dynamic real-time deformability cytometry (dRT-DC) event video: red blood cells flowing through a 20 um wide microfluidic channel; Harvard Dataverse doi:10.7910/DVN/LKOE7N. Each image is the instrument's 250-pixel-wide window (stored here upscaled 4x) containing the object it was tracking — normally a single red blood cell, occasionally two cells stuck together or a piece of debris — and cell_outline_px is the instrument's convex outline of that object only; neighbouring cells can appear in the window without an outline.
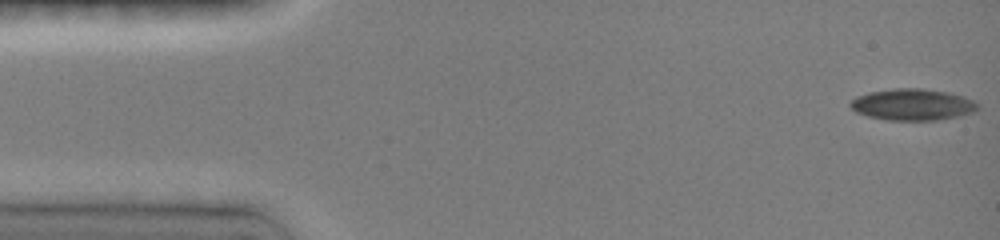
{"species": "common noctule bat (a hibernating species)", "species_latin": "Nyctalus noctula", "temperature_condition": "room temperature", "stored_images_in_passage": 14, "camera_frame_rate_fps": 3000, "um_per_image_px": 0.085, "animal": {"sex": "female", "body_mass_g": 19.0, "forearm_length_mm": 51.5}, "frame": {"image": 1, "passage_image": 1, "time_ms": 0.0, "image_size_px": [1000, 240], "cell_outline_px": [[980, 108], [972, 112], [960, 116], [936, 120], [888, 120], [868, 116], [856, 112], [848, 104], [856, 96], [868, 92], [892, 88], [920, 88], [948, 92], [964, 96], [972, 100]], "centroid_in_image_um": [77.55, 8.88], "position_along_channel_um": 7.5, "area_um2": 23.41}}
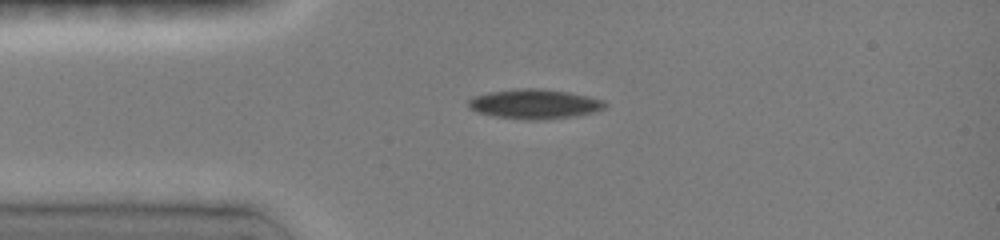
{"frame": {"image": 2, "passage_image": 7, "time_ms": 3.333, "image_size_px": [1000, 240], "cell_outline_px": [[608, 104], [604, 108], [596, 112], [576, 116], [548, 120], [528, 120], [496, 116], [476, 112], [468, 108], [468, 100], [472, 96], [488, 92], [524, 88], [540, 88], [568, 92], [588, 96], [604, 100]], "centroid_in_image_um": [45.45, 8.85], "position_along_channel_um": 39.5, "area_um2": 23.87}}
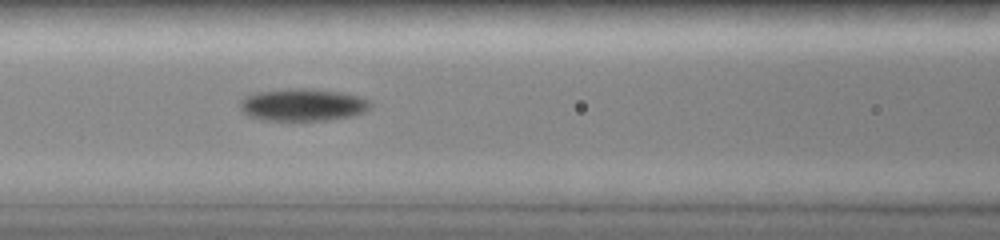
{"frame": {"image": 3, "passage_image": 12, "time_ms": 6.333, "image_size_px": [1000, 240], "cell_outline_px": [[372, 104], [364, 112], [352, 116], [328, 120], [300, 124], [260, 120], [248, 116], [240, 108], [240, 100], [248, 96], [260, 92], [304, 88], [340, 92], [356, 96], [368, 100]], "centroid_in_image_um": [25.71, 8.98], "position_along_channel_um": 140.9, "area_um2": 25.09}}